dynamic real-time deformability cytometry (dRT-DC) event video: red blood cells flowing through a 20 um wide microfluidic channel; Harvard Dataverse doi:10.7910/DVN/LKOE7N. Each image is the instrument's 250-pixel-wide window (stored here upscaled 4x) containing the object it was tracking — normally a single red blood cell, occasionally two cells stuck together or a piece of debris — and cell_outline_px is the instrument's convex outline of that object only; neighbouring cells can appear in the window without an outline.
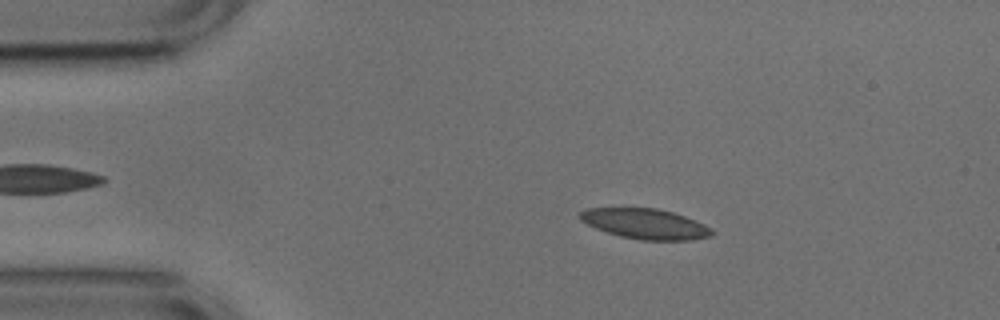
{"species": "common noctule bat (a hibernating species)", "species_latin": "Nyctalus noctula", "temperature_condition": "cold", "stored_images_in_passage": 36, "camera_frame_rate_fps": 3000, "um_per_image_px": 0.085, "animal": {"sex": "male", "body_mass_g": 17.9, "forearm_length_mm": 54.2}, "frame": {"image": 1, "passage_image": 7, "time_ms": 2.0, "image_size_px": [1000, 320], "cell_outline_px": [[716, 232], [712, 236], [692, 240], [640, 240], [620, 236], [596, 228], [580, 220], [576, 216], [580, 212], [588, 208], [656, 208], [672, 212], [684, 216], [704, 224], [712, 228]], "centroid_in_image_um": [54.87, 19.03], "position_along_channel_um": 30.1, "area_um2": 23.29}}
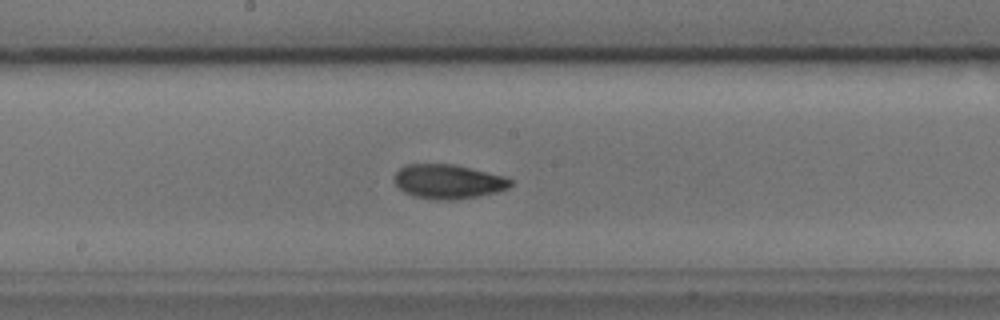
{"frame": {"image": 2, "passage_image": 25, "time_ms": 8.0, "image_size_px": [1000, 320], "cell_outline_px": [[512, 184], [508, 188], [496, 192], [476, 196], [452, 200], [440, 200], [412, 196], [404, 192], [396, 184], [396, 172], [404, 164], [452, 164], [504, 176], [512, 180]], "centroid_in_image_um": [38.09, 15.43], "position_along_channel_um": 210.1, "area_um2": 22.95}}
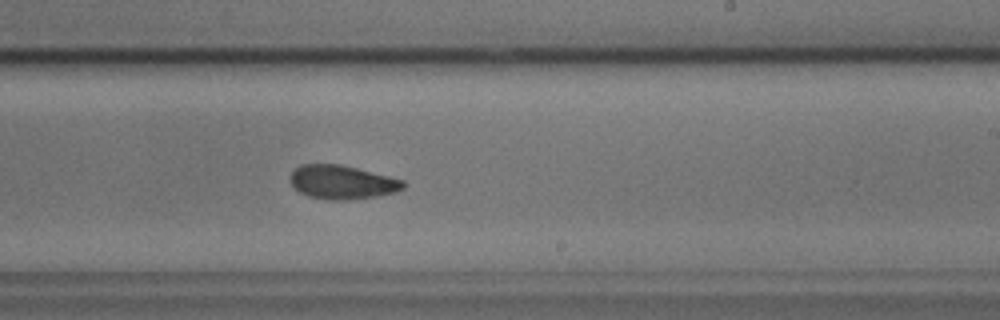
{"frame": {"image": 3, "passage_image": 29, "time_ms": 9.333, "image_size_px": [1000, 320], "cell_outline_px": [[404, 188], [396, 192], [376, 196], [348, 200], [332, 200], [308, 196], [300, 192], [292, 184], [288, 176], [300, 164], [340, 164], [404, 180]], "centroid_in_image_um": [29.06, 15.48], "position_along_channel_um": 259.9, "area_um2": 22.14}}